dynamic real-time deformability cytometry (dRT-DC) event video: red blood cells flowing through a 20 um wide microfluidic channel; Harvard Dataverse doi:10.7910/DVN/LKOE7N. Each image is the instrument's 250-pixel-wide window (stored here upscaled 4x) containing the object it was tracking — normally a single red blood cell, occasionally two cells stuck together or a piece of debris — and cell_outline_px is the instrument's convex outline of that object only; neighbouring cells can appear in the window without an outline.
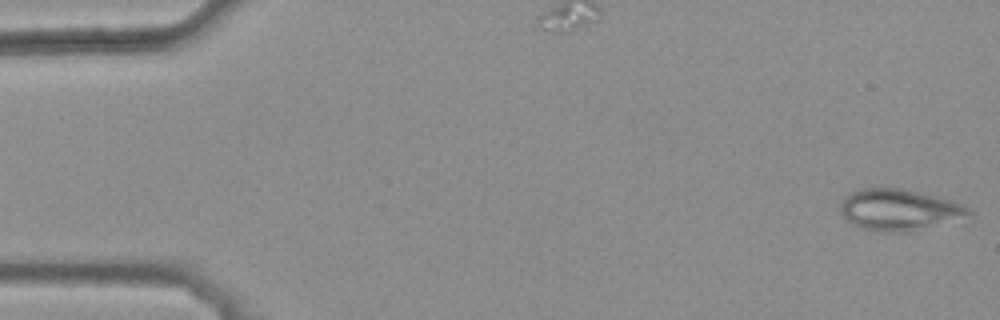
{"species": "common noctule bat (a hibernating species)", "species_latin": "Nyctalus noctula", "temperature_condition": "warm", "stored_images_in_passage": 44, "camera_frame_rate_fps": 3000, "um_per_image_px": 0.085, "animal": {"sex": "female", "body_mass_g": 25.1}, "frame": {"image": 1, "passage_image": 1, "time_ms": 0.0, "image_size_px": [1000, 320], "cell_outline_px": [[972, 212], [912, 232], [884, 232], [860, 228], [852, 224], [844, 216], [840, 208], [840, 204], [844, 196], [852, 192], [864, 188], [900, 188], [936, 196], [952, 200], [968, 208]], "centroid_in_image_um": [76.32, 17.82], "position_along_channel_um": 8.7, "area_um2": 30.11}}
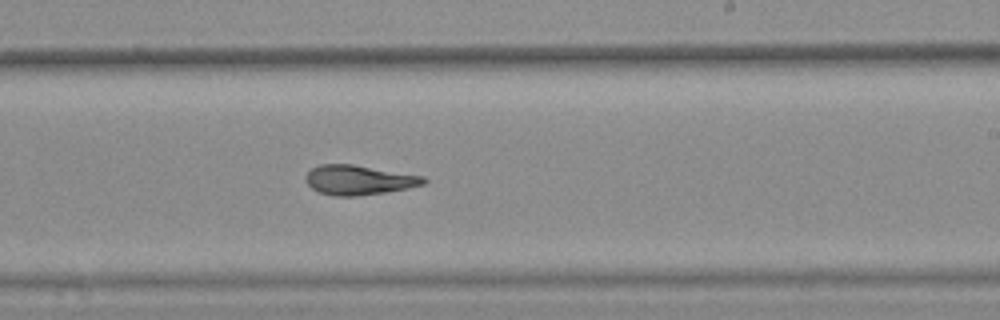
{"frame": {"image": 2, "passage_image": 31, "time_ms": 10.0, "image_size_px": [1000, 320], "cell_outline_px": [[428, 180], [424, 184], [408, 188], [384, 192], [356, 196], [336, 196], [320, 192], [312, 188], [304, 180], [304, 176], [312, 168], [320, 164], [352, 164], [424, 176]], "centroid_in_image_um": [30.49, 15.29], "position_along_channel_um": 258.5, "area_um2": 20.29}}
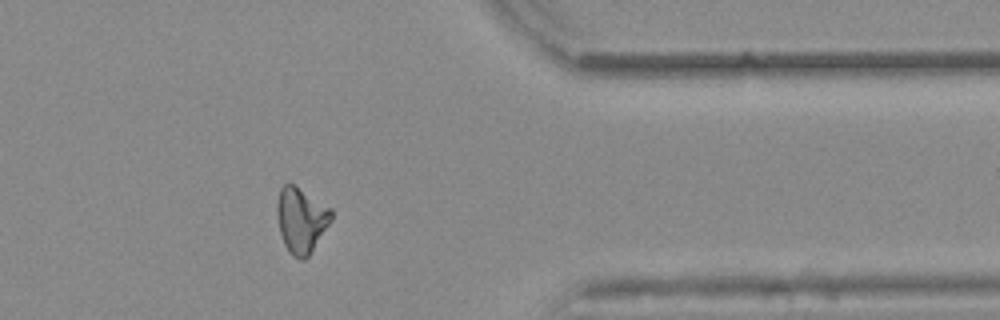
{"frame": {"image": 3, "passage_image": 42, "time_ms": 13.667, "image_size_px": [1000, 320], "cell_outline_px": [[332, 220], [308, 256], [304, 260], [300, 260], [292, 256], [288, 252], [284, 244], [280, 232], [276, 216], [276, 204], [280, 188], [284, 184], [292, 184], [332, 208]], "centroid_in_image_um": [25.58, 18.72], "position_along_channel_um": 385.8, "area_um2": 20.69}, "authors_computed_cell_mechanics": {"area_um2": 20.7213, "velocity_mm_per_s": 3.8944, "shape_relaxation_time_tau1_ms": null, "shape_relaxation_time_tau2_ms": 3.9679, "deformation_change_tau1": null, "deformation_change_tau2": 0.1025}}